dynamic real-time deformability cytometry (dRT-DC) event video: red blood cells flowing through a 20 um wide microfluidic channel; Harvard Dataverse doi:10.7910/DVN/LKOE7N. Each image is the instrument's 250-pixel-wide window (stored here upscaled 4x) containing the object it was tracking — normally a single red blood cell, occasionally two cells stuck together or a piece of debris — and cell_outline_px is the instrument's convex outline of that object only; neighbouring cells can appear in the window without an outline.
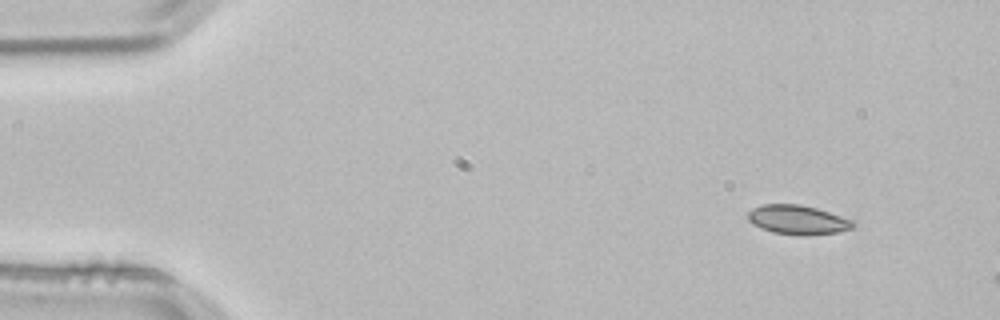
{"species": "common noctule bat (a hibernating species)", "species_latin": "Nyctalus noctula", "temperature_condition": "room temperature", "stored_images_in_passage": 3, "camera_frame_rate_fps": 3000, "um_per_image_px": 0.085, "animal": {"sex": "male", "body_mass_g": 21.5, "forearm_length_mm": 52.0}, "frame": {"image": 1, "passage_image": 1, "time_ms": 0.0, "image_size_px": [1000, 320], "cell_outline_px": [[856, 224], [852, 228], [836, 232], [804, 236], [772, 232], [760, 228], [752, 224], [748, 220], [748, 212], [752, 208], [760, 204], [800, 204], [816, 208], [856, 220]], "centroid_in_image_um": [67.81, 18.68], "position_along_channel_um": 17.2, "area_um2": 18.15}}